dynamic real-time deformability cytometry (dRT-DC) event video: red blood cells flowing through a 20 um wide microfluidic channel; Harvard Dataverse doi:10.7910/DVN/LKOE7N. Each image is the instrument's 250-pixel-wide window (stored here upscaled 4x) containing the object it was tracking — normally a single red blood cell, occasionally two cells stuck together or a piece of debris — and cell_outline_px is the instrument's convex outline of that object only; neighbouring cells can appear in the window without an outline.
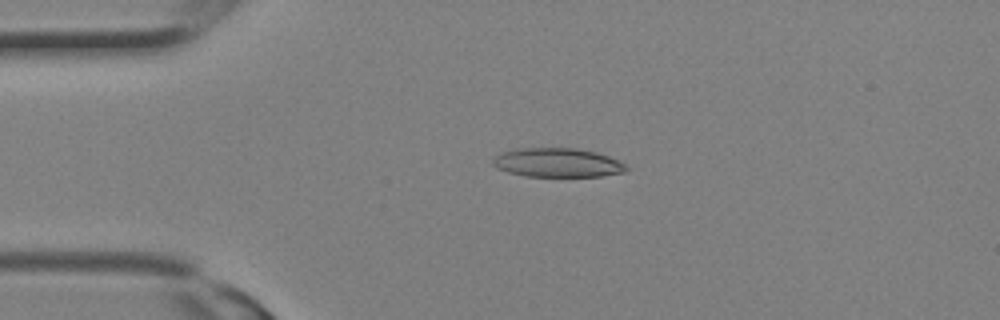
{"species": "Egyptian fruit bat (a non-hibernating species)", "species_latin": "Rousettus aegyptiacus", "temperature_condition": "room temperature", "stored_images_in_passage": 6, "camera_frame_rate_fps": 3000, "um_per_image_px": 0.085, "animal": {"sex": "female"}, "frame": {"image": 1, "passage_image": 2, "time_ms": 0.333, "image_size_px": [1000, 320], "cell_outline_px": [[628, 168], [624, 172], [600, 176], [524, 176], [508, 172], [496, 168], [492, 164], [492, 156], [500, 152], [516, 148], [576, 148], [596, 152], [620, 160]], "centroid_in_image_um": [47.33, 13.81], "position_along_channel_um": 37.7, "area_um2": 22.77}}
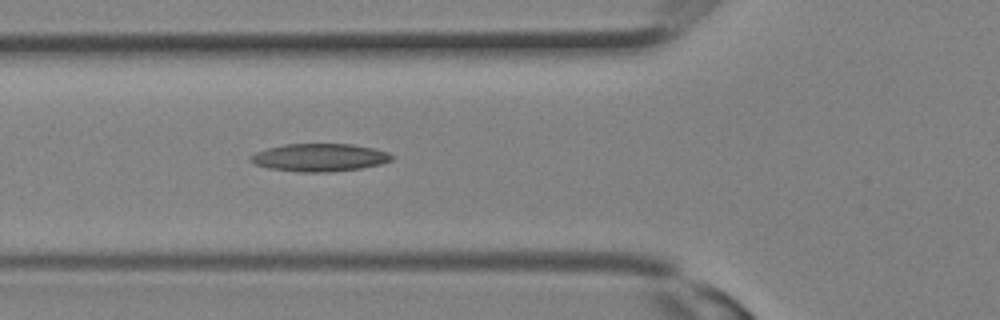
{"frame": {"image": 2, "passage_image": 6, "time_ms": 1.667, "image_size_px": [1000, 320], "cell_outline_px": [[392, 160], [380, 164], [360, 168], [328, 172], [300, 172], [268, 168], [256, 164], [248, 160], [248, 156], [256, 152], [268, 148], [284, 144], [352, 144], [372, 148], [388, 152], [392, 156]], "centroid_in_image_um": [27.12, 13.38], "position_along_channel_um": 98.7, "area_um2": 22.77}}